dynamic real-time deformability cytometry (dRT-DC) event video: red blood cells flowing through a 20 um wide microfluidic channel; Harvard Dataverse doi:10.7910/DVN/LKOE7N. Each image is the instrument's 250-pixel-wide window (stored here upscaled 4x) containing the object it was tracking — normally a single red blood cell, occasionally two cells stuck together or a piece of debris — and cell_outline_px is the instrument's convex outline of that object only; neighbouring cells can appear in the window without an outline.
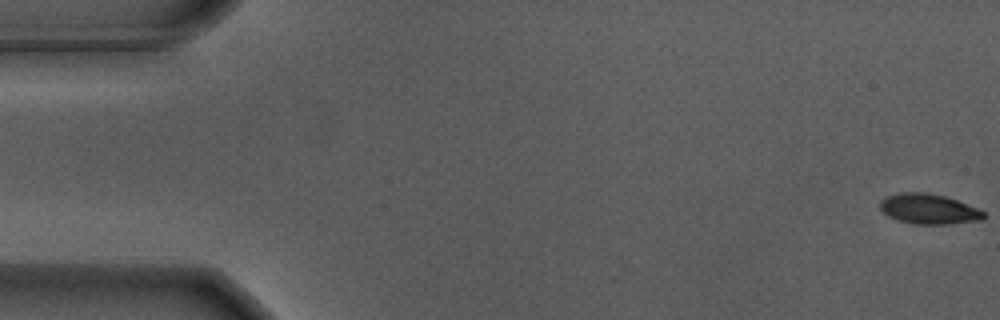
{"species": "Egyptian fruit bat (a non-hibernating species)", "species_latin": "Rousettus aegyptiacus", "temperature_condition": "warm", "stored_images_in_passage": 56, "camera_frame_rate_fps": 3000, "um_per_image_px": 0.085, "animal": {"sex": "male"}, "frame": {"image": 1, "passage_image": 1, "time_ms": 0.0, "image_size_px": [1000, 320], "cell_outline_px": [[984, 216], [980, 220], [948, 224], [912, 224], [888, 216], [880, 208], [880, 200], [884, 196], [900, 192], [924, 192], [944, 196], [956, 200], [976, 208], [984, 212]], "centroid_in_image_um": [78.89, 17.75], "position_along_channel_um": 6.1, "area_um2": 18.03}}
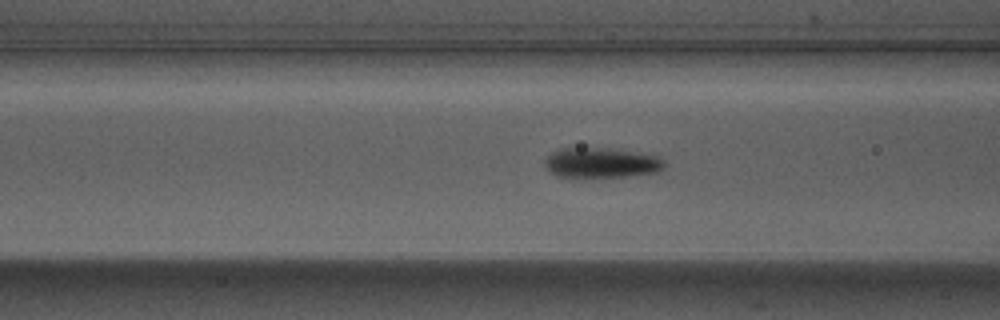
{"frame": {"image": 2, "passage_image": 22, "time_ms": 7.0, "image_size_px": [1000, 320], "cell_outline_px": [[668, 164], [660, 172], [628, 176], [576, 180], [556, 176], [544, 164], [544, 160], [552, 152], [560, 148], [600, 148], [640, 152], [660, 156]], "centroid_in_image_um": [51.14, 13.88], "position_along_channel_um": 115.5, "area_um2": 21.96}}
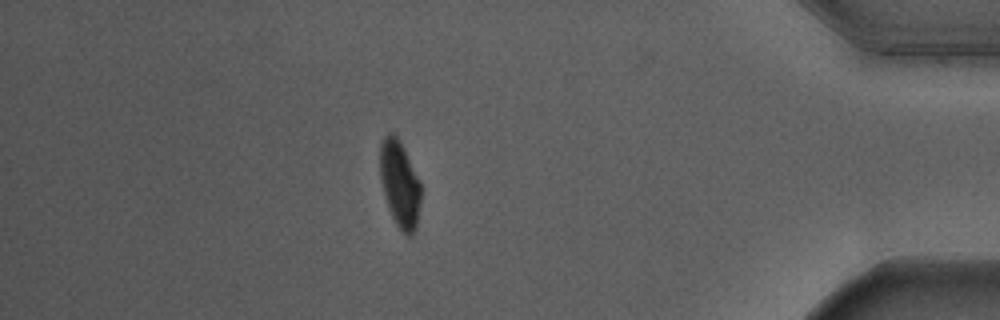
{"frame": {"image": 3, "passage_image": 49, "time_ms": 16.0, "image_size_px": [1000, 320], "cell_outline_px": [[420, 204], [416, 228], [412, 236], [408, 236], [400, 232], [392, 216], [380, 180], [380, 144], [384, 136], [388, 132], [392, 132], [400, 140], [420, 180]], "centroid_in_image_um": [33.98, 15.64], "position_along_channel_um": 401.2, "area_um2": 20.69}, "authors_computed_cell_mechanics": {"area_um2": 20.6346, "velocity_mm_per_s": 3.6904, "shape_relaxation_time_tau1_ms": 2.1159, "shape_relaxation_time_tau2_ms": null, "deformation_change_tau1": 0.1833, "deformation_change_tau2": null}}